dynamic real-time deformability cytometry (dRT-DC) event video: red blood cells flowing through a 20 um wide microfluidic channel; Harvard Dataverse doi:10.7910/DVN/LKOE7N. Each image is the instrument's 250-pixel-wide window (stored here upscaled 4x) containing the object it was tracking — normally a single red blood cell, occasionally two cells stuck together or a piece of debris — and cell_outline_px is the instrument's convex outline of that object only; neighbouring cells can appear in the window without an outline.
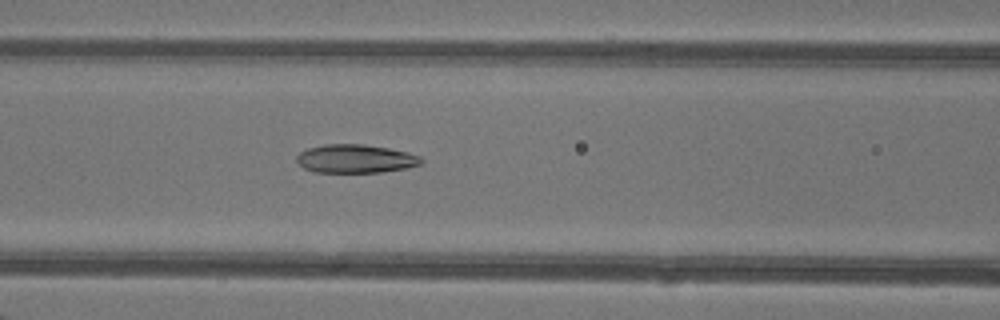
{"species": "common noctule bat (a hibernating species)", "species_latin": "Nyctalus noctula", "temperature_condition": "warm", "stored_images_in_passage": 34, "camera_frame_rate_fps": 3000, "um_per_image_px": 0.085, "animal": {"sex": "female"}, "frame": {"image": 1, "passage_image": 7, "time_ms": 2.0, "image_size_px": [1000, 320], "cell_outline_px": [[424, 160], [420, 164], [408, 168], [380, 172], [312, 172], [304, 168], [296, 160], [296, 156], [300, 152], [308, 148], [324, 144], [364, 144], [388, 148], [408, 152], [420, 156]], "centroid_in_image_um": [30.22, 13.49], "position_along_channel_um": 136.4, "area_um2": 20.75}}
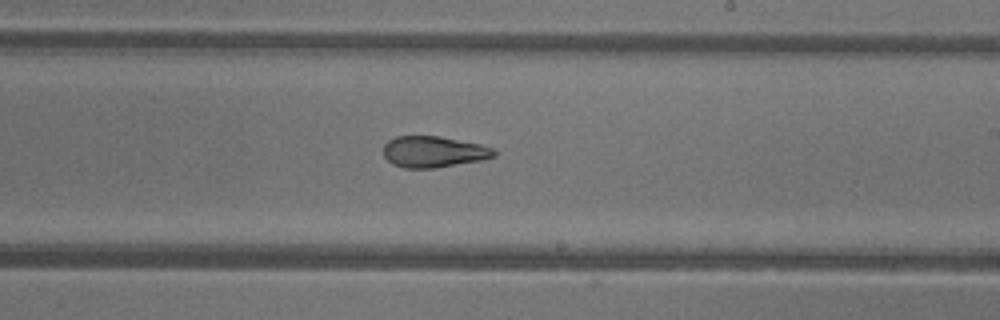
{"frame": {"image": 2, "passage_image": 15, "time_ms": 4.667, "image_size_px": [1000, 320], "cell_outline_px": [[496, 156], [484, 160], [436, 168], [404, 168], [392, 164], [384, 156], [384, 144], [388, 140], [396, 136], [440, 136], [480, 144], [496, 148]], "centroid_in_image_um": [36.89, 12.9], "position_along_channel_um": 252.1, "area_um2": 20.4}}
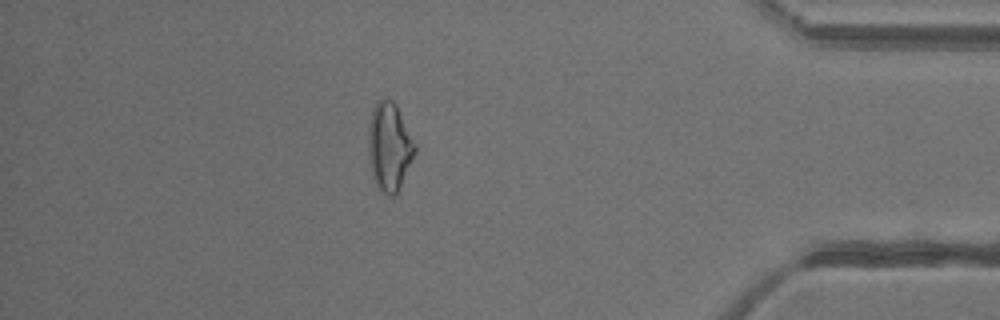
{"frame": {"image": 3, "passage_image": 28, "time_ms": 9.0, "image_size_px": [1000, 320], "cell_outline_px": [[416, 152], [400, 188], [396, 196], [388, 196], [376, 184], [372, 176], [368, 156], [368, 124], [372, 108], [376, 100], [392, 100], [396, 104], [416, 144]], "centroid_in_image_um": [33.09, 12.47], "position_along_channel_um": 402.1, "area_um2": 24.22}, "authors_computed_cell_mechanics": {"area_um2": 21.6172, "velocity_mm_per_s": 4.3486, "shape_relaxation_time_tau1_ms": null, "shape_relaxation_time_tau2_ms": 3.3544, "deformation_change_tau1": null, "deformation_change_tau2": 0.0984}}